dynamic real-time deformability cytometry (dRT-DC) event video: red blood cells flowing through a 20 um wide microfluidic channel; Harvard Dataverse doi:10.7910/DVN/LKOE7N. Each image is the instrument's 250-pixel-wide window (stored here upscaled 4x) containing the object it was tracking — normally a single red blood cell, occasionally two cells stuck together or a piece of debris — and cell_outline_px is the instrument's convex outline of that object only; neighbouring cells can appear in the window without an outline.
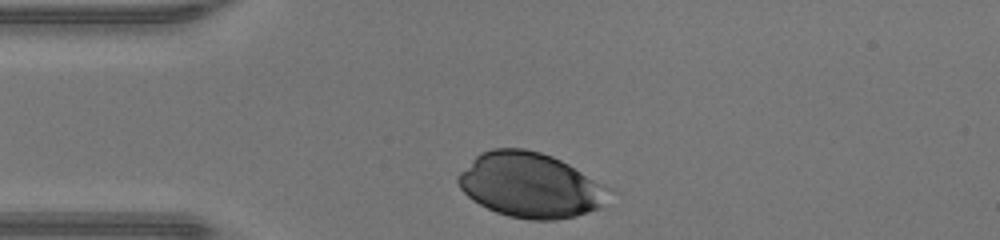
{"species": "human", "species_latin": "Homo sapiens", "temperature_condition": "warm", "stored_images_in_passage": 27, "camera_frame_rate_fps": 3000, "um_per_image_px": 0.085, "donor": {"sex": "male"}, "frame": {"image": 1, "passage_image": 1, "time_ms": 0.0, "image_size_px": [1000, 240], "cell_outline_px": [[600, 208], [576, 216], [556, 220], [532, 220], [508, 216], [496, 212], [472, 200], [460, 188], [456, 180], [456, 176], [480, 152], [492, 148], [524, 148], [540, 152], [552, 156], [568, 164], [600, 184]], "centroid_in_image_um": [44.91, 15.73], "position_along_channel_um": 40.1, "area_um2": 55.55}}
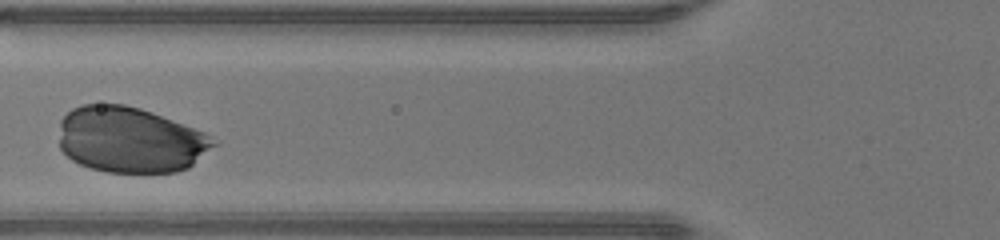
{"frame": {"image": 2, "passage_image": 8, "time_ms": 2.333, "image_size_px": [1000, 240], "cell_outline_px": [[220, 144], [188, 168], [176, 172], [108, 172], [92, 168], [80, 164], [72, 160], [60, 148], [60, 120], [72, 108], [80, 104], [124, 104], [140, 108], [152, 112], [204, 132]], "centroid_in_image_um": [11.08, 11.88], "position_along_channel_um": 114.7, "area_um2": 59.42}}
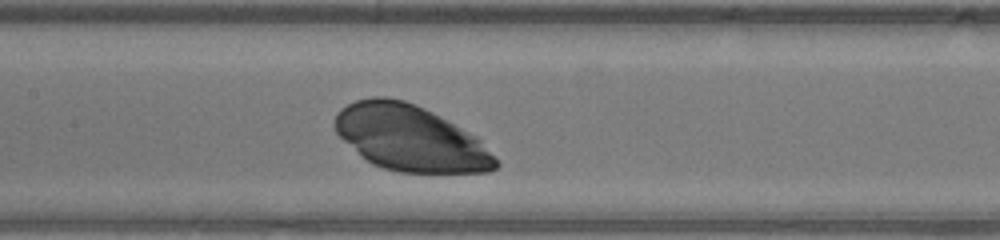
{"frame": {"image": 3, "passage_image": 12, "time_ms": 3.667, "image_size_px": [1000, 240], "cell_outline_px": [[500, 164], [496, 168], [488, 172], [400, 172], [384, 168], [372, 164], [360, 156], [336, 132], [336, 112], [340, 108], [356, 100], [372, 96], [384, 96], [404, 100], [424, 108], [432, 112], [476, 136], [480, 140]], "centroid_in_image_um": [34.85, 11.74], "position_along_channel_um": 172.6, "area_um2": 61.09}}